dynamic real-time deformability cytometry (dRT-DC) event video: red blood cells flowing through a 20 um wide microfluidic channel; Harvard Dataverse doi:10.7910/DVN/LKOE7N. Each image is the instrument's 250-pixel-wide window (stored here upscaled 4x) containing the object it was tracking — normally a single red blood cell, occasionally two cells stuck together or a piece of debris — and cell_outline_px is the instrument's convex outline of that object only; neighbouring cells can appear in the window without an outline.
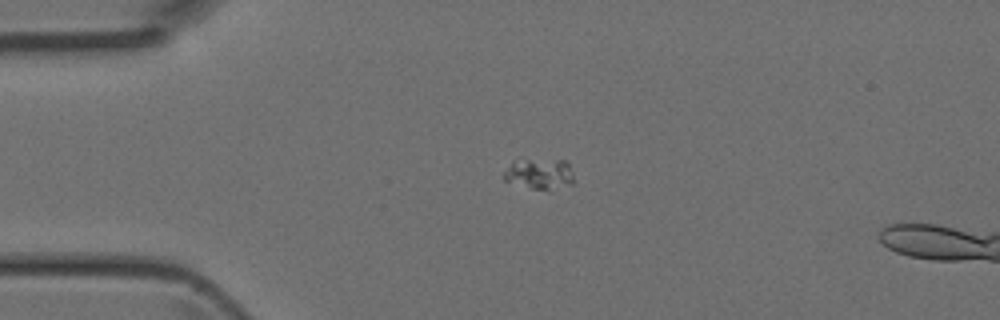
{"species": "Egyptian fruit bat (a non-hibernating species)", "species_latin": "Rousettus aegyptiacus", "temperature_condition": "room temperature", "stored_images_in_passage": 3, "camera_frame_rate_fps": 3000, "um_per_image_px": 0.085, "animal": {"sex": "female"}, "frame": {"image": 1, "passage_image": 1, "time_ms": 0.0, "image_size_px": [1000, 320], "cell_outline_px": [[572, 184], [548, 188], [532, 188], [504, 180], [504, 172], [520, 156], [564, 160], [568, 164], [572, 172]], "centroid_in_image_um": [45.83, 14.68], "position_along_channel_um": 39.2, "area_um2": 12.48}}